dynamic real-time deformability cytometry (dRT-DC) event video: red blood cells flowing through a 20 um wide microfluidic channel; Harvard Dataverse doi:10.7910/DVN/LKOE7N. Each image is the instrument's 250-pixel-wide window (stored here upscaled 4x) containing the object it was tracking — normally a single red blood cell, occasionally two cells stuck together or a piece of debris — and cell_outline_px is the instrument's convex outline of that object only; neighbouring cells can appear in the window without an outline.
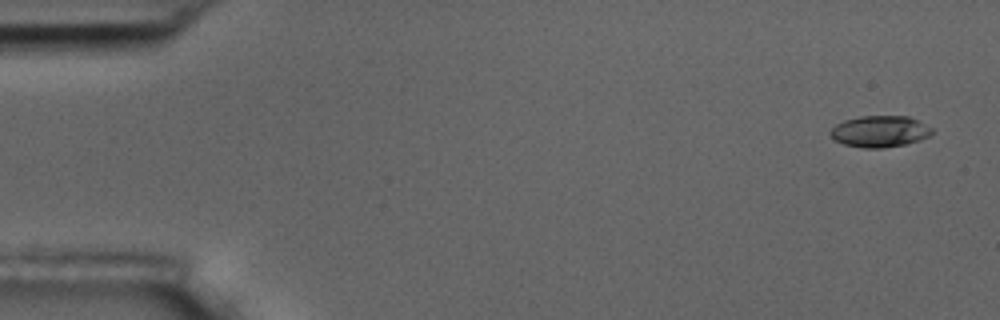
{"species": "common noctule bat (a hibernating species)", "species_latin": "Nyctalus noctula", "temperature_condition": "room temperature", "stored_images_in_passage": 6, "segment_of_instrument_passage": [2, 2], "camera_frame_rate_fps": 3000, "um_per_image_px": 0.085, "animal": {"sex": "male", "body_mass_g": 17.5, "forearm_length_mm": 52.3}, "frame": {"image": 1, "passage_image": 6, "time_ms": 6.0, "image_size_px": [1000, 320], "cell_outline_px": [[932, 132], [928, 136], [920, 140], [904, 144], [880, 148], [864, 148], [844, 144], [836, 140], [828, 132], [836, 124], [844, 120], [860, 116], [908, 116], [932, 128]], "centroid_in_image_um": [74.76, 11.16], "position_along_channel_um": 10.2, "area_um2": 18.38}}